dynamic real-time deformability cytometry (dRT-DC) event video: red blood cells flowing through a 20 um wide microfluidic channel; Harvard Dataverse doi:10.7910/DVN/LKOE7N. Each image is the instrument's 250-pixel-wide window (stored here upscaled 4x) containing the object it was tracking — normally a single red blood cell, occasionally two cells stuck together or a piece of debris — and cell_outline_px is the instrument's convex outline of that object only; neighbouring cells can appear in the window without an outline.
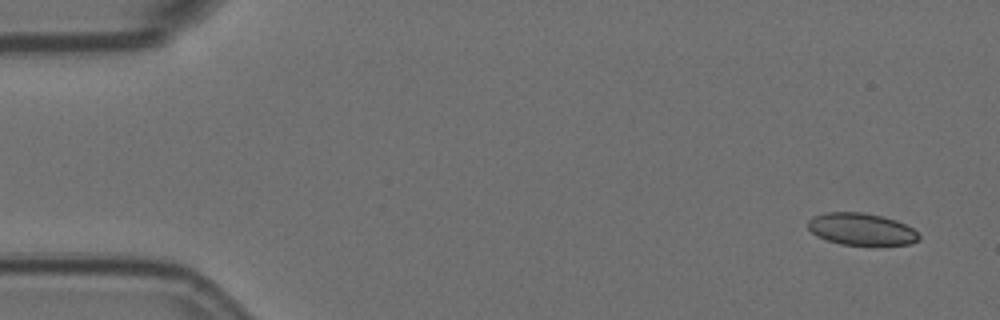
{"species": "Egyptian fruit bat (a non-hibernating species)", "species_latin": "Rousettus aegyptiacus", "temperature_condition": "room temperature", "stored_images_in_passage": 7, "camera_frame_rate_fps": 3000, "um_per_image_px": 0.085, "animal": {"sex": "female"}, "frame": {"image": 1, "passage_image": 1, "time_ms": 0.0, "image_size_px": [1000, 320], "cell_outline_px": [[920, 240], [912, 244], [840, 244], [816, 236], [808, 228], [808, 220], [812, 216], [824, 212], [864, 212], [896, 220], [912, 228], [920, 236]], "centroid_in_image_um": [73.19, 19.46], "position_along_channel_um": 11.8, "area_um2": 20.58}}
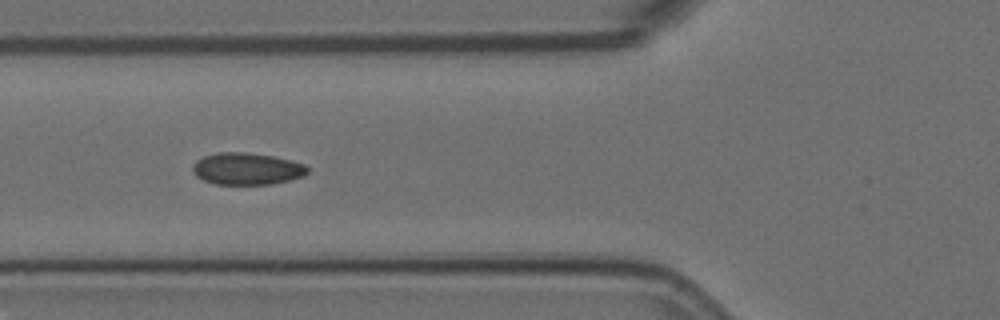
{"frame": {"image": 2, "passage_image": 6, "time_ms": 1.667, "image_size_px": [1000, 320], "cell_outline_px": [[308, 172], [304, 176], [272, 184], [216, 184], [204, 180], [196, 176], [192, 172], [192, 164], [196, 160], [204, 156], [216, 152], [244, 152], [272, 156], [292, 160], [304, 164], [308, 168]], "centroid_in_image_um": [20.96, 14.34], "position_along_channel_um": 104.8, "area_um2": 21.44}}
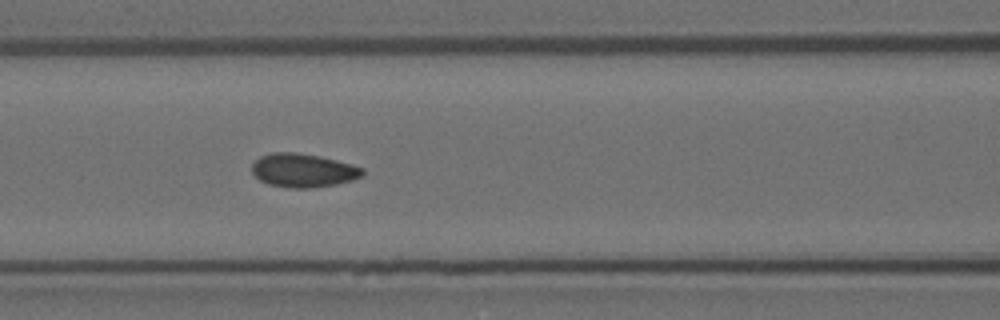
{"frame": {"image": 3, "passage_image": 7, "time_ms": 2.0, "image_size_px": [1000, 320], "cell_outline_px": [[364, 172], [360, 176], [352, 180], [336, 184], [308, 188], [292, 188], [268, 184], [260, 180], [252, 172], [252, 164], [260, 156], [272, 152], [296, 152], [320, 156], [352, 164], [364, 168]], "centroid_in_image_um": [25.76, 14.47], "position_along_channel_um": 140.8, "area_um2": 21.62}}